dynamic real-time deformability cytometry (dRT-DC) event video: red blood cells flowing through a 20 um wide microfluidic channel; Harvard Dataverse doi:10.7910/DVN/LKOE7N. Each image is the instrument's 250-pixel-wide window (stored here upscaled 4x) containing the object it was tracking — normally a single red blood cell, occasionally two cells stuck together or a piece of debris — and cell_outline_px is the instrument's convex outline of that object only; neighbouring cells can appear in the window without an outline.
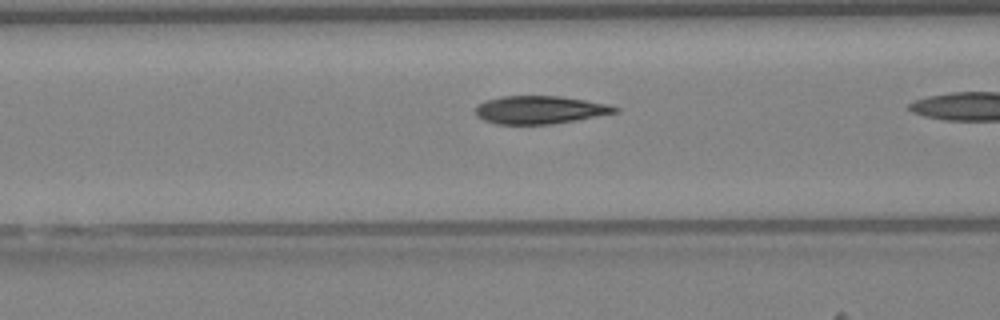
{"species": "Egyptian fruit bat (a non-hibernating species)", "species_latin": "Rousettus aegyptiacus", "temperature_condition": "warm", "stored_images_in_passage": 9, "camera_frame_rate_fps": 3000, "um_per_image_px": 0.085, "animal": {"sex": "female"}, "frame": {"image": 1, "passage_image": 7, "time_ms": 2.0, "image_size_px": [1000, 320], "cell_outline_px": [[620, 112], [576, 120], [548, 124], [496, 124], [484, 120], [476, 116], [476, 104], [484, 100], [500, 96], [560, 96], [608, 104], [620, 108]], "centroid_in_image_um": [45.87, 9.33], "position_along_channel_um": 120.7, "area_um2": 22.83}}